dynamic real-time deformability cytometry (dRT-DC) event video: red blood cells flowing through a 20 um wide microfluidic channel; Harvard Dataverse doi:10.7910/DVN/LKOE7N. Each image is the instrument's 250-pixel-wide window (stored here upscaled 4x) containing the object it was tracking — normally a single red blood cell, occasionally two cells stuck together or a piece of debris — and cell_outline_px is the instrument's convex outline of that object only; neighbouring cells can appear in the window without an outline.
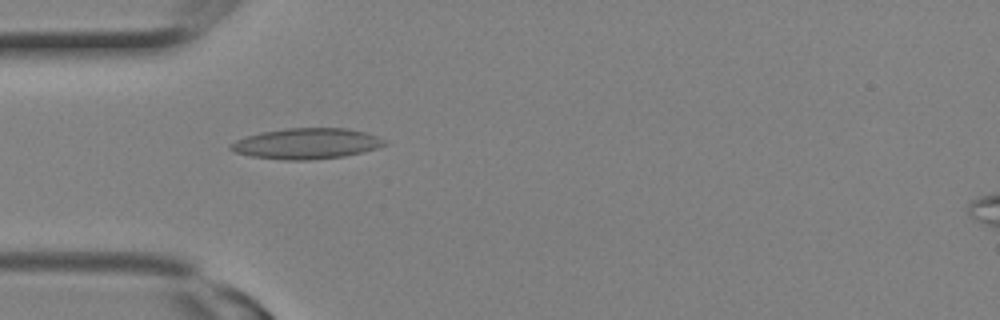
{"species": "Egyptian fruit bat (a non-hibernating species)", "species_latin": "Rousettus aegyptiacus", "temperature_condition": "room temperature", "stored_images_in_passage": 3, "camera_frame_rate_fps": 3000, "um_per_image_px": 0.085, "animal": {"sex": "female"}, "frame": {"image": 1, "passage_image": 3, "time_ms": 0.667, "image_size_px": [1000, 320], "cell_outline_px": [[388, 144], [376, 148], [344, 156], [308, 160], [284, 160], [252, 156], [236, 152], [228, 148], [228, 144], [236, 140], [260, 132], [288, 128], [348, 128], [364, 132], [388, 140]], "centroid_in_image_um": [26.06, 12.2], "position_along_channel_um": 58.9, "area_um2": 27.46}}